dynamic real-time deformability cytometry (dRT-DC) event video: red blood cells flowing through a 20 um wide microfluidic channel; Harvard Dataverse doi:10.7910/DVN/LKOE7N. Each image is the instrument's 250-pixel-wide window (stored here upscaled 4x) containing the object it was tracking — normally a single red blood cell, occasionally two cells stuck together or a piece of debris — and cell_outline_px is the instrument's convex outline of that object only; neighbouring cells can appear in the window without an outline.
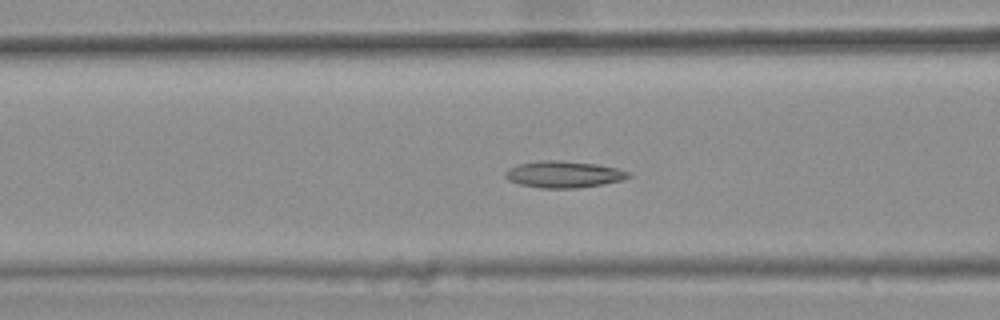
{"species": "common noctule bat (a hibernating species)", "species_latin": "Nyctalus noctula", "temperature_condition": "warm", "stored_images_in_passage": 42, "camera_frame_rate_fps": 3000, "um_per_image_px": 0.085, "animal": {"sex": "female", "body_mass_g": 25.1}, "frame": {"image": 1, "passage_image": 20, "time_ms": 6.333, "image_size_px": [1000, 320], "cell_outline_px": [[632, 176], [624, 180], [576, 188], [544, 188], [520, 184], [508, 180], [504, 176], [504, 172], [508, 168], [516, 164], [540, 160], [560, 160], [596, 164], [616, 168], [632, 172]], "centroid_in_image_um": [47.91, 14.81], "position_along_channel_um": 118.7, "area_um2": 19.25}}
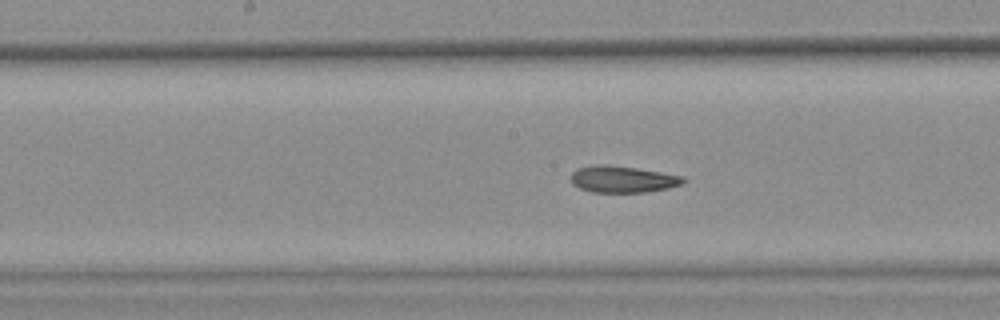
{"frame": {"image": 2, "passage_image": 26, "time_ms": 8.333, "image_size_px": [1000, 320], "cell_outline_px": [[688, 180], [684, 184], [668, 188], [644, 192], [592, 192], [580, 188], [572, 184], [572, 172], [576, 168], [596, 164], [604, 164], [636, 168], [660, 172], [680, 176]], "centroid_in_image_um": [52.92, 15.23], "position_along_channel_um": 195.3, "area_um2": 17.4}}
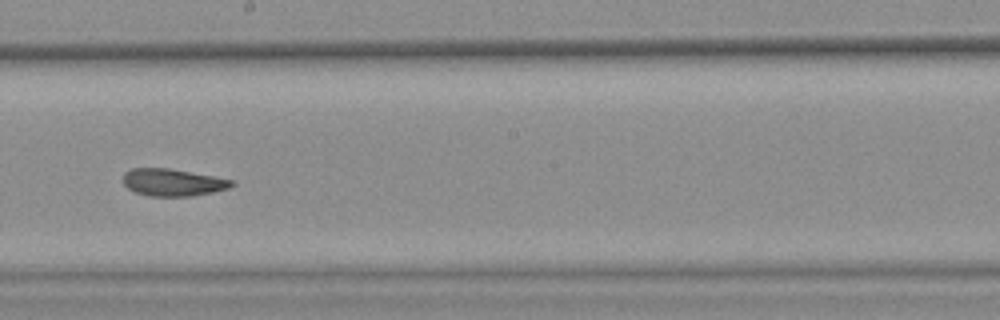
{"frame": {"image": 3, "passage_image": 29, "time_ms": 9.333, "image_size_px": [1000, 320], "cell_outline_px": [[236, 184], [228, 188], [212, 192], [192, 196], [148, 196], [136, 192], [128, 188], [124, 184], [124, 172], [132, 168], [168, 168], [212, 176], [232, 180]], "centroid_in_image_um": [14.67, 15.5], "position_along_channel_um": 233.5, "area_um2": 17.05}, "authors_computed_cell_mechanics": {"area_um2": 18.0914, "velocity_mm_per_s": 3.8348, "shape_relaxation_time_tau1_ms": null, "shape_relaxation_time_tau2_ms": 2.9808, "deformation_change_tau1": null, "deformation_change_tau2": 0.1012}}